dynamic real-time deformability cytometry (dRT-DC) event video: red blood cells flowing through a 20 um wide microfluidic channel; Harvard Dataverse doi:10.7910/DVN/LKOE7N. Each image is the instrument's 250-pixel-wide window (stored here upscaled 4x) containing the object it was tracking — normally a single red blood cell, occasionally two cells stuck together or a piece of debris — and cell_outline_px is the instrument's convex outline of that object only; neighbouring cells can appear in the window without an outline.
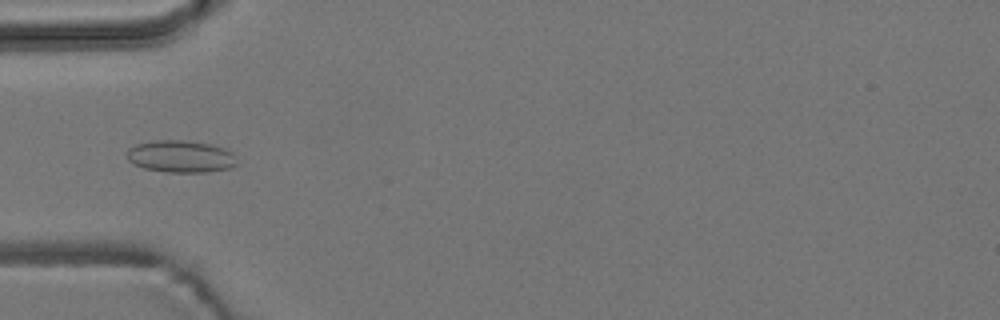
{"species": "common noctule bat (a hibernating species)", "species_latin": "Nyctalus noctula", "temperature_condition": "room temperature", "stored_images_in_passage": 8, "camera_frame_rate_fps": 3000, "um_per_image_px": 0.085, "animal": {"sex": "male", "body_mass_g": 19.2, "forearm_length_mm": 51.8}, "frame": {"image": 1, "passage_image": 6, "time_ms": 5.667, "image_size_px": [1000, 320], "cell_outline_px": [[236, 164], [232, 168], [208, 172], [168, 172], [144, 168], [128, 160], [128, 148], [136, 144], [152, 140], [180, 140], [208, 144], [224, 148], [232, 152]], "centroid_in_image_um": [15.36, 13.3], "position_along_channel_um": 69.6, "area_um2": 20.4}}
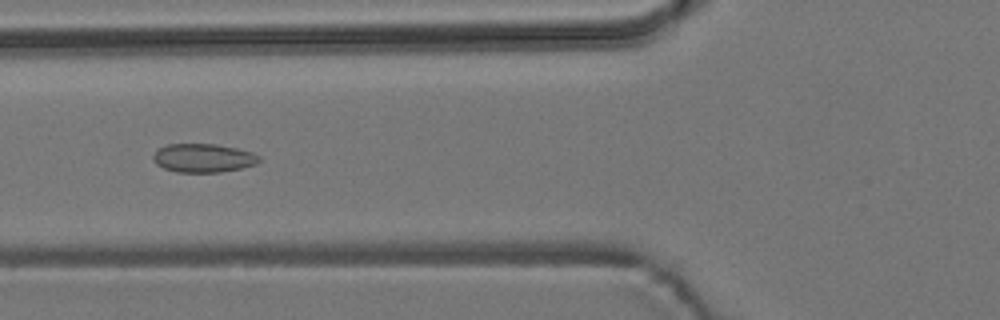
{"frame": {"image": 2, "passage_image": 7, "time_ms": 6.667, "image_size_px": [1000, 320], "cell_outline_px": [[260, 160], [256, 164], [240, 168], [220, 172], [176, 172], [164, 168], [156, 164], [152, 156], [156, 148], [168, 144], [216, 144], [236, 148], [252, 152], [260, 156]], "centroid_in_image_um": [17.25, 13.42], "position_along_channel_um": 108.6, "area_um2": 17.74}}
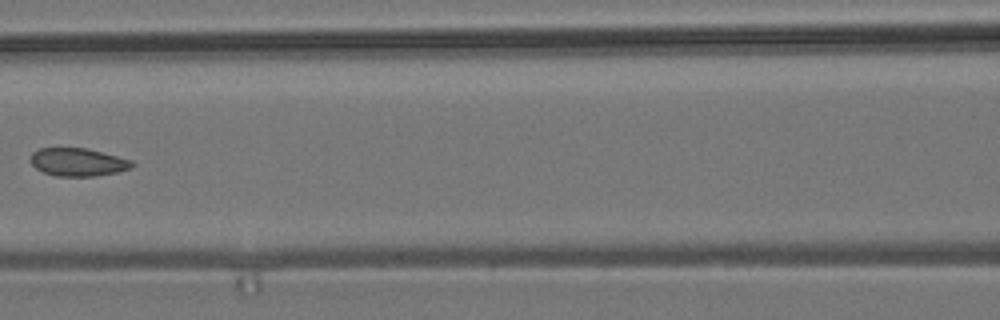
{"frame": {"image": 3, "passage_image": 8, "time_ms": 8.0, "image_size_px": [1000, 320], "cell_outline_px": [[136, 164], [132, 168], [116, 172], [92, 176], [56, 176], [44, 172], [36, 168], [32, 164], [32, 152], [40, 148], [88, 148], [132, 160]], "centroid_in_image_um": [6.66, 13.77], "position_along_channel_um": 159.9, "area_um2": 16.47}}